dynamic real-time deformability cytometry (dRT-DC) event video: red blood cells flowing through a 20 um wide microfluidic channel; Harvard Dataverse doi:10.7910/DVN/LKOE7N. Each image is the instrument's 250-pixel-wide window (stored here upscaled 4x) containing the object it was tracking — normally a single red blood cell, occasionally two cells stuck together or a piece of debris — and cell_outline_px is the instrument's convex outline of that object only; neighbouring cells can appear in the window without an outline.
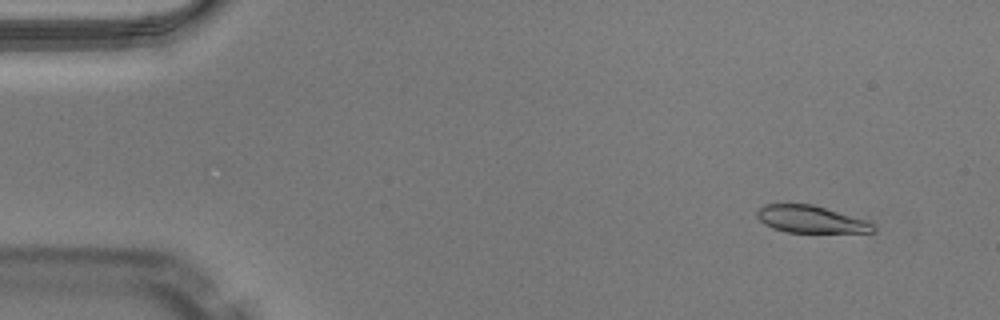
{"species": "Egyptian fruit bat (a non-hibernating species)", "species_latin": "Rousettus aegyptiacus", "temperature_condition": "warm", "stored_images_in_passage": 50, "camera_frame_rate_fps": 3000, "um_per_image_px": 0.085, "animal": {"sex": "male"}, "frame": {"image": 1, "passage_image": 5, "time_ms": 1.333, "image_size_px": [1000, 320], "cell_outline_px": [[876, 232], [788, 232], [772, 228], [764, 224], [756, 216], [756, 212], [764, 204], [812, 204], [864, 220], [872, 224], [876, 228]], "centroid_in_image_um": [68.87, 18.64], "position_along_channel_um": 16.1, "area_um2": 18.09}}
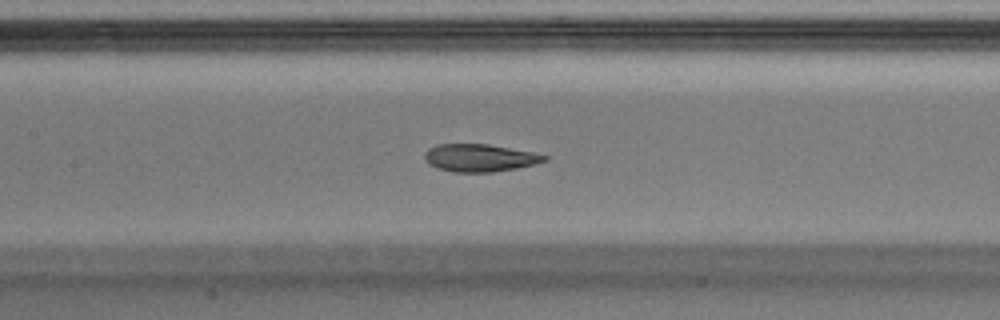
{"frame": {"image": 2, "passage_image": 24, "time_ms": 7.667, "image_size_px": [1000, 320], "cell_outline_px": [[548, 160], [516, 168], [492, 172], [456, 172], [436, 168], [428, 164], [424, 156], [424, 152], [428, 148], [436, 144], [488, 144], [532, 152], [548, 156]], "centroid_in_image_um": [40.73, 13.41], "position_along_channel_um": 166.7, "area_um2": 19.19}}
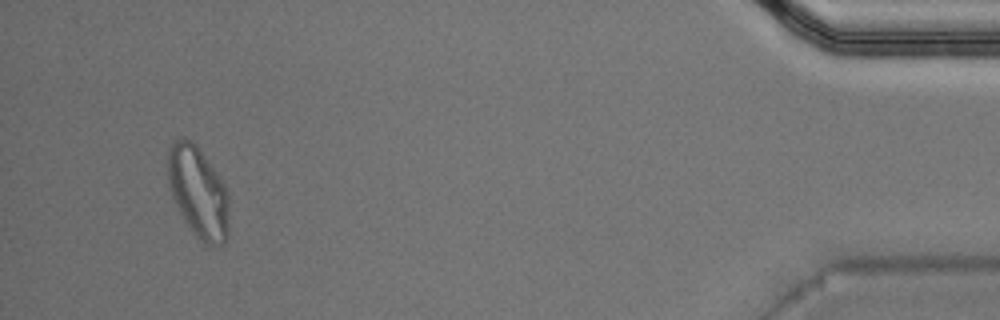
{"frame": {"image": 3, "passage_image": 48, "time_ms": 15.667, "image_size_px": [1000, 320], "cell_outline_px": [[228, 240], [224, 244], [208, 244], [200, 240], [196, 236], [184, 220], [172, 196], [168, 184], [168, 148], [172, 140], [180, 136], [184, 136], [192, 140], [196, 144], [216, 172], [224, 184], [228, 196]], "centroid_in_image_um": [16.83, 16.29], "position_along_channel_um": 418.4, "area_um2": 32.6}, "authors_computed_cell_mechanics": {"area_um2": 19.8832, "velocity_mm_per_s": 4.0435, "shape_relaxation_time_tau1_ms": null, "shape_relaxation_time_tau2_ms": 1.4199, "deformation_change_tau1": null, "deformation_change_tau2": 0.0552}}